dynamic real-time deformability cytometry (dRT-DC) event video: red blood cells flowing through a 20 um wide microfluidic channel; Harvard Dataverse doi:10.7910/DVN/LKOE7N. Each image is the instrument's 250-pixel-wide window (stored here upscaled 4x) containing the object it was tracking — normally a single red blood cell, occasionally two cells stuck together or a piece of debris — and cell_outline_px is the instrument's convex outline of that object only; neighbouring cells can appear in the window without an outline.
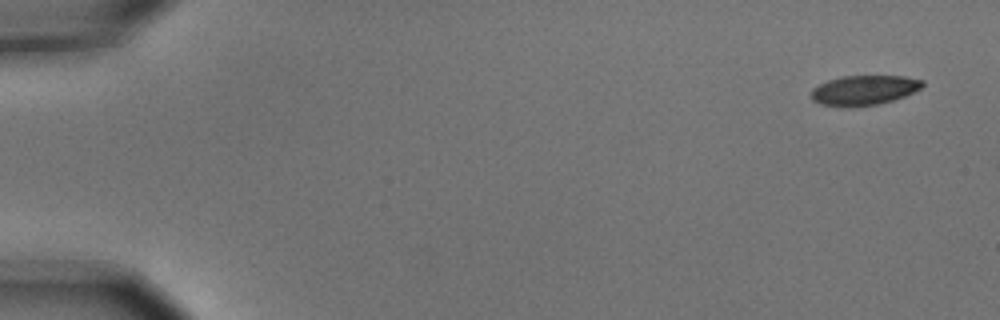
{"species": "common noctule bat (a hibernating species)", "species_latin": "Nyctalus noctula", "temperature_condition": "cold", "stored_images_in_passage": 5, "camera_frame_rate_fps": 3000, "um_per_image_px": 0.085, "animal": {"sex": "male", "body_mass_g": 15.6}, "frame": {"image": 1, "passage_image": 1, "time_ms": 0.0, "image_size_px": [1000, 320], "cell_outline_px": [[924, 84], [920, 88], [904, 96], [892, 100], [876, 104], [820, 104], [812, 100], [812, 88], [828, 80], [840, 76], [904, 76], [924, 80]], "centroid_in_image_um": [73.47, 7.61], "position_along_channel_um": 11.5, "area_um2": 18.5}}
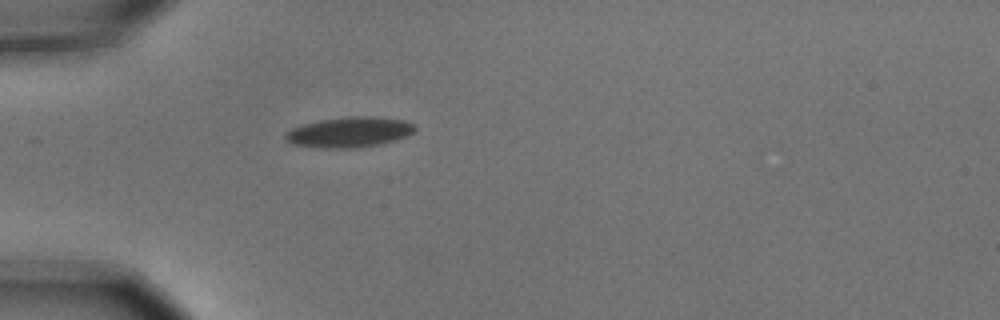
{"frame": {"image": 2, "passage_image": 5, "time_ms": 1.333, "image_size_px": [1000, 320], "cell_outline_px": [[416, 128], [412, 132], [396, 140], [380, 144], [356, 148], [320, 148], [292, 144], [284, 136], [284, 132], [292, 128], [304, 124], [320, 120], [348, 116], [372, 116], [404, 120], [412, 124]], "centroid_in_image_um": [29.66, 11.23], "position_along_channel_um": 55.3, "area_um2": 22.83}}